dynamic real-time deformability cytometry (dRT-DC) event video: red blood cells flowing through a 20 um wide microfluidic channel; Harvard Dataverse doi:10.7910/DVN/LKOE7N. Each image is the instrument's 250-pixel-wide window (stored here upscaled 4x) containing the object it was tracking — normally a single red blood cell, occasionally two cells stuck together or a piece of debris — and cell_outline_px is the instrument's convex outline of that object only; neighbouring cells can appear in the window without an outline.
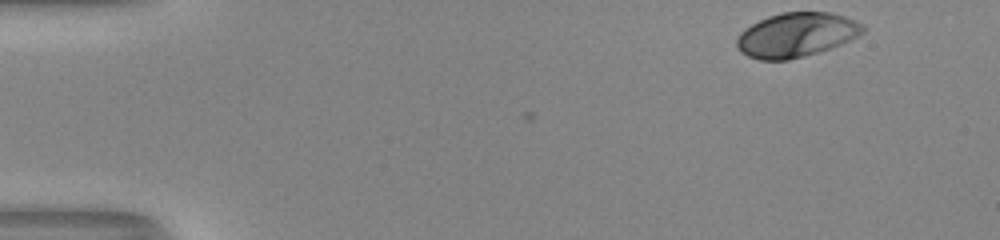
{"species": "human", "species_latin": "Homo sapiens", "temperature_condition": "room temperature", "stored_images_in_passage": 40, "camera_frame_rate_fps": 3000, "um_per_image_px": 0.085, "donor": {"sex": "male"}, "frame": {"image": 1, "passage_image": 1, "time_ms": 0.0, "image_size_px": [1000, 240], "cell_outline_px": [[868, 28], [864, 32], [840, 44], [804, 56], [788, 60], [760, 60], [748, 56], [736, 44], [736, 40], [740, 32], [744, 28], [768, 16], [780, 12], [828, 12], [844, 16], [864, 24]], "centroid_in_image_um": [67.69, 2.95], "position_along_channel_um": 17.3, "area_um2": 32.31}}
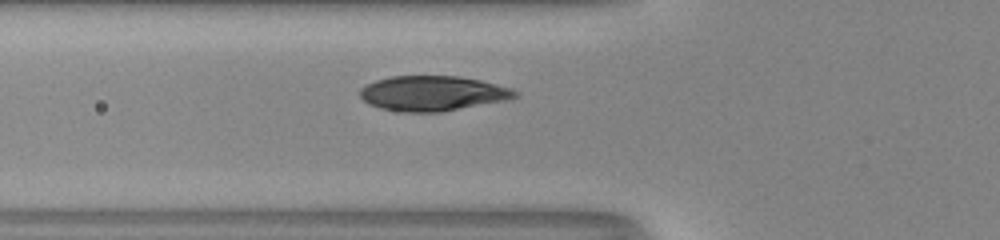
{"frame": {"image": 2, "passage_image": 16, "time_ms": 5.0, "image_size_px": [1000, 240], "cell_outline_px": [[520, 92], [516, 96], [504, 100], [440, 112], [404, 112], [380, 108], [368, 104], [360, 96], [360, 88], [364, 84], [376, 80], [392, 76], [456, 76], [480, 80], [512, 88]], "centroid_in_image_um": [36.73, 7.93], "position_along_channel_um": 89.1, "area_um2": 31.5}}
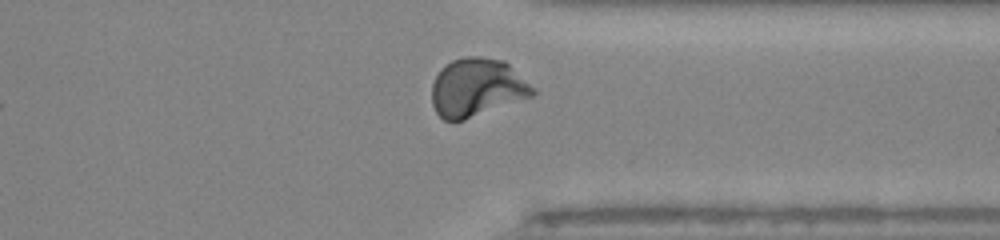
{"frame": {"image": 3, "passage_image": 37, "time_ms": 12.0, "image_size_px": [1000, 240], "cell_outline_px": [[536, 92], [532, 96], [464, 120], [452, 124], [444, 120], [436, 112], [432, 104], [432, 84], [440, 68], [444, 64], [452, 60], [464, 56], [480, 56], [504, 60], [536, 88]], "centroid_in_image_um": [40.52, 7.44], "position_along_channel_um": 370.9, "area_um2": 34.68}, "authors_computed_cell_mechanics": {"area_um2": 32.0212, "velocity_mm_per_s": 4.0331, "shape_relaxation_time_tau1_ms": 3.1377, "shape_relaxation_time_tau2_ms": null, "deformation_change_tau1": 0.1691, "deformation_change_tau2": null}}